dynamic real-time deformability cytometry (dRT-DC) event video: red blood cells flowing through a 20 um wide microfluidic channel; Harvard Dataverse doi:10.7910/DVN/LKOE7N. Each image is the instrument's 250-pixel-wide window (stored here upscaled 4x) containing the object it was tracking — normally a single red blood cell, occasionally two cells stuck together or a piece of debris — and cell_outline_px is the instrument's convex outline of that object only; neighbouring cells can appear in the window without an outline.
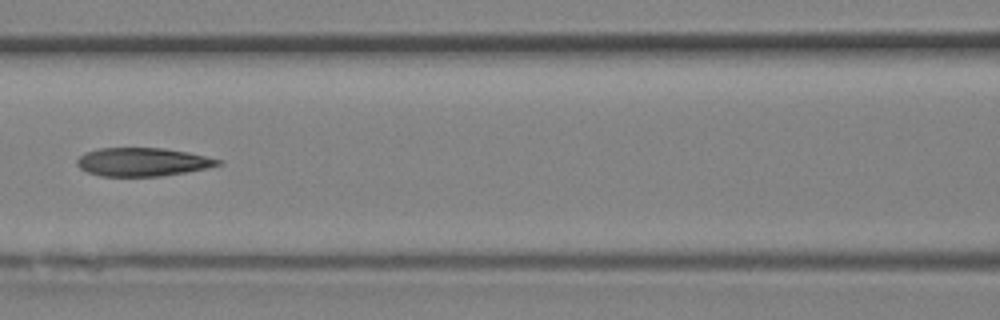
{"species": "Egyptian fruit bat (a non-hibernating species)", "species_latin": "Rousettus aegyptiacus", "temperature_condition": "room temperature", "stored_images_in_passage": 13, "camera_frame_rate_fps": 3000, "um_per_image_px": 0.085, "animal": {"sex": "female"}, "frame": {"image": 1, "passage_image": 8, "time_ms": 2.333, "image_size_px": [1000, 320], "cell_outline_px": [[224, 164], [208, 168], [160, 176], [100, 176], [88, 172], [80, 168], [76, 164], [76, 160], [84, 152], [100, 148], [164, 148], [188, 152], [224, 160]], "centroid_in_image_um": [12.14, 13.76], "position_along_channel_um": 154.5, "area_um2": 23.47}}
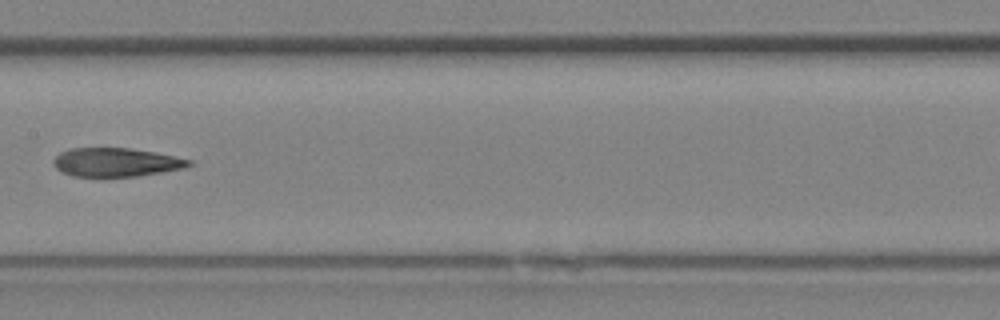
{"frame": {"image": 2, "passage_image": 10, "time_ms": 3.0, "image_size_px": [1000, 320], "cell_outline_px": [[192, 164], [184, 168], [136, 176], [104, 180], [72, 176], [60, 172], [52, 164], [52, 160], [60, 152], [72, 148], [128, 148], [176, 156], [192, 160]], "centroid_in_image_um": [9.78, 13.84], "position_along_channel_um": 197.6, "area_um2": 23.47}}